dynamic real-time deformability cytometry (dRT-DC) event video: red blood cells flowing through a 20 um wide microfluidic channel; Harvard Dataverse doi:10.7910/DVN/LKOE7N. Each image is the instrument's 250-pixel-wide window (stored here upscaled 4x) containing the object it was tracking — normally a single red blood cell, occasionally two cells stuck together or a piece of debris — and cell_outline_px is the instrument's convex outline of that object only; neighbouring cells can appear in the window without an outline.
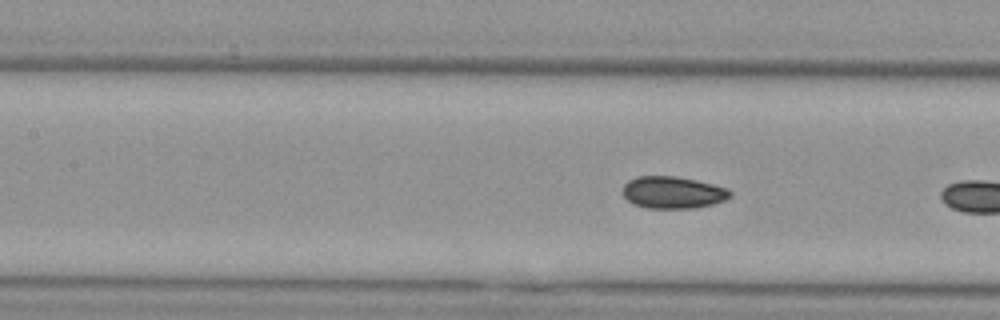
{"species": "Egyptian fruit bat (a non-hibernating species)", "species_latin": "Rousettus aegyptiacus", "temperature_condition": "cold", "stored_images_in_passage": 5, "segment_of_instrument_passage": [2, 2], "camera_frame_rate_fps": 3000, "um_per_image_px": 0.085, "animal": {"sex": "female"}, "frame": {"image": 1, "passage_image": 5, "time_ms": 6.667, "image_size_px": [1000, 320], "cell_outline_px": [[732, 196], [724, 200], [712, 204], [696, 208], [648, 208], [632, 204], [624, 196], [624, 184], [628, 180], [636, 176], [676, 176], [696, 180], [728, 188], [732, 192]], "centroid_in_image_um": [57.2, 16.35], "position_along_channel_um": 150.2, "area_um2": 20.11}}